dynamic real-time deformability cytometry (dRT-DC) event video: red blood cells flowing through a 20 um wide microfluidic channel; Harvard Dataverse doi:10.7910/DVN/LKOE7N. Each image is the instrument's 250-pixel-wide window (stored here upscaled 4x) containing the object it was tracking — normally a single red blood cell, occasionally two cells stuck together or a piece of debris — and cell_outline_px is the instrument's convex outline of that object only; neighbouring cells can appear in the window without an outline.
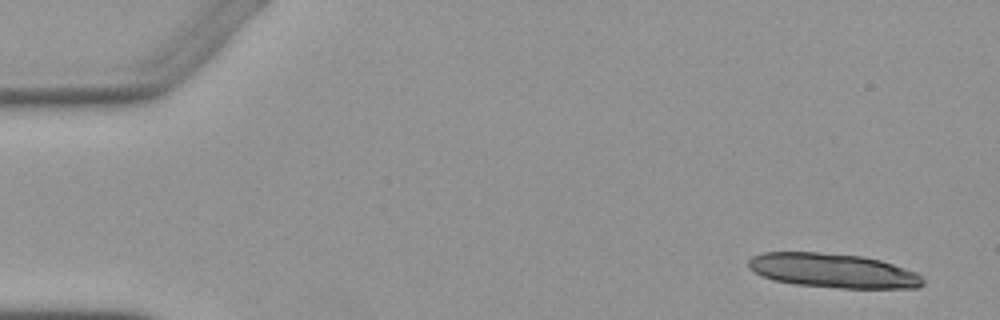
{"species": "Egyptian fruit bat (a non-hibernating species)", "species_latin": "Rousettus aegyptiacus", "temperature_condition": "warm", "stored_images_in_passage": 6, "camera_frame_rate_fps": 3000, "um_per_image_px": 0.085, "animal": {"sex": "female"}, "frame": {"image": 1, "passage_image": 1, "time_ms": 0.0, "image_size_px": [1000, 320], "cell_outline_px": [[924, 284], [920, 288], [840, 288], [796, 284], [776, 280], [764, 276], [748, 268], [748, 260], [752, 256], [764, 252], [820, 252], [864, 256], [880, 260], [916, 272], [924, 280]], "centroid_in_image_um": [70.83, 23.0], "position_along_channel_um": 14.2, "area_um2": 34.8}}
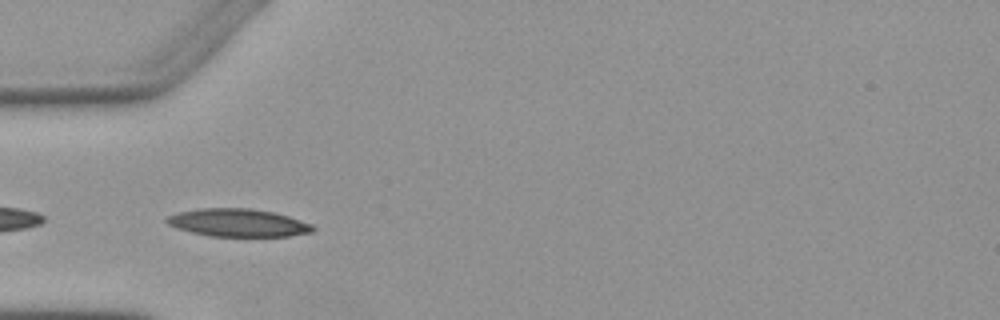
{"frame": {"image": 2, "passage_image": 5, "time_ms": 4.667, "image_size_px": [1000, 320], "cell_outline_px": [[316, 228], [312, 232], [288, 236], [208, 236], [176, 228], [168, 224], [164, 220], [168, 216], [180, 212], [200, 208], [248, 208], [276, 212], [312, 224]], "centroid_in_image_um": [20.24, 18.93], "position_along_channel_um": 64.8, "area_um2": 23.7}}